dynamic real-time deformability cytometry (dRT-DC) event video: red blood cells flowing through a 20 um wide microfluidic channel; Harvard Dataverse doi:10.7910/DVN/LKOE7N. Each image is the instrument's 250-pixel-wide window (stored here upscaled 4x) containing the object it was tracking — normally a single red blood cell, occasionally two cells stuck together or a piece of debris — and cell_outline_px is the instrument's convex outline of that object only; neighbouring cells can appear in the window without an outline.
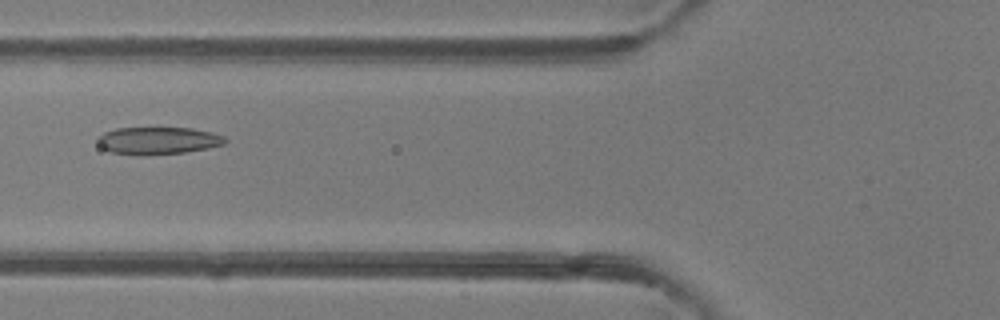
{"species": "common noctule bat (a hibernating species)", "species_latin": "Nyctalus noctula", "temperature_condition": "room temperature", "stored_images_in_passage": 38, "camera_frame_rate_fps": 3000, "um_per_image_px": 0.085, "animal": {"sex": "female"}, "frame": {"image": 1, "passage_image": 8, "time_ms": 2.333, "image_size_px": [1000, 320], "cell_outline_px": [[228, 140], [224, 144], [208, 148], [184, 152], [108, 152], [100, 148], [96, 140], [96, 136], [104, 132], [116, 128], [192, 128], [212, 132], [224, 136]], "centroid_in_image_um": [13.43, 11.9], "position_along_channel_um": 112.4, "area_um2": 19.59}}
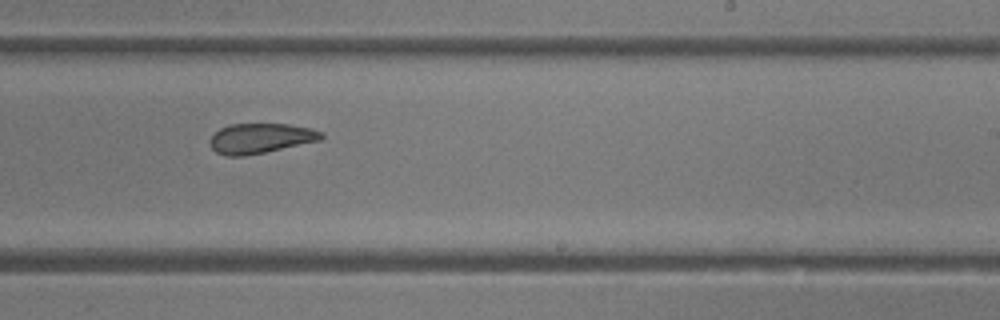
{"frame": {"image": 2, "passage_image": 19, "time_ms": 6.0, "image_size_px": [1000, 320], "cell_outline_px": [[324, 136], [320, 140], [264, 152], [244, 156], [228, 156], [216, 152], [208, 144], [208, 140], [220, 128], [228, 124], [288, 124], [312, 128], [320, 132]], "centroid_in_image_um": [22.1, 11.75], "position_along_channel_um": 266.9, "area_um2": 19.36}}
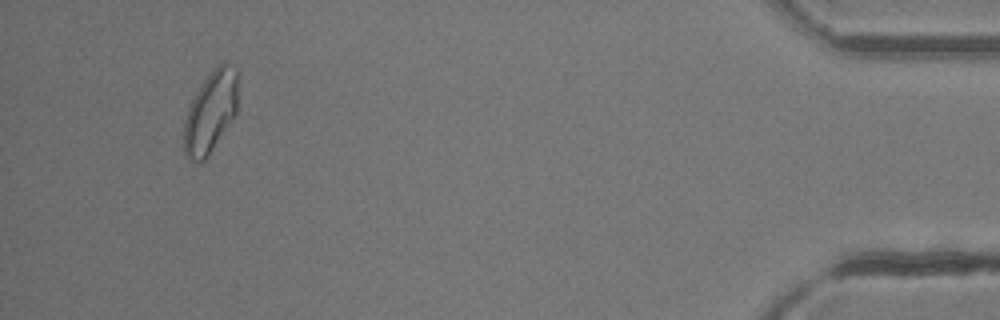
{"frame": {"image": 3, "passage_image": 35, "time_ms": 11.333, "image_size_px": [1000, 320], "cell_outline_px": [[236, 116], [204, 160], [200, 164], [196, 164], [184, 152], [184, 120], [188, 108], [200, 84], [212, 68], [216, 64], [224, 60], [236, 68]], "centroid_in_image_um": [17.89, 9.49], "position_along_channel_um": 417.3, "area_um2": 25.78}, "authors_computed_cell_mechanics": {"area_um2": 21.097, "velocity_mm_per_s": 4.2206, "shape_relaxation_time_tau1_ms": 7.4167, "shape_relaxation_time_tau2_ms": 3.5666, "deformation_change_tau1": 0.1824, "deformation_change_tau2": 0.0937}}